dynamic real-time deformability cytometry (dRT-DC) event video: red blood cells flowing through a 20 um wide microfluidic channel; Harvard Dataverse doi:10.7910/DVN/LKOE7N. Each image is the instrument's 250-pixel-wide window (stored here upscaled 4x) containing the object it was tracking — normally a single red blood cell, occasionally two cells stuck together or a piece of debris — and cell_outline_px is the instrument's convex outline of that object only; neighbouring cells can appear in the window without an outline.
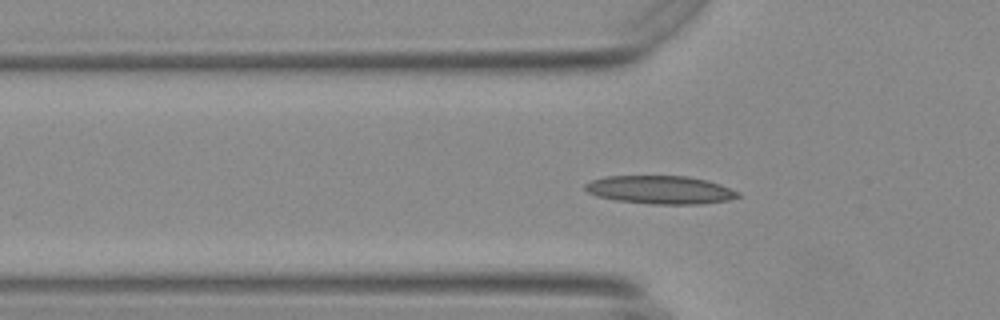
{"species": "Egyptian fruit bat (a non-hibernating species)", "species_latin": "Rousettus aegyptiacus", "temperature_condition": "warm", "stored_images_in_passage": 42, "camera_frame_rate_fps": 3000, "um_per_image_px": 0.085, "animal": {"sex": "female"}, "frame": {"image": 1, "passage_image": 4, "time_ms": 1.0, "image_size_px": [1000, 320], "cell_outline_px": [[740, 196], [728, 200], [700, 204], [652, 204], [616, 200], [596, 196], [588, 192], [584, 188], [584, 184], [592, 180], [604, 176], [688, 176], [720, 184], [736, 192]], "centroid_in_image_um": [56.06, 16.13], "position_along_channel_um": 69.7, "area_um2": 24.91}}
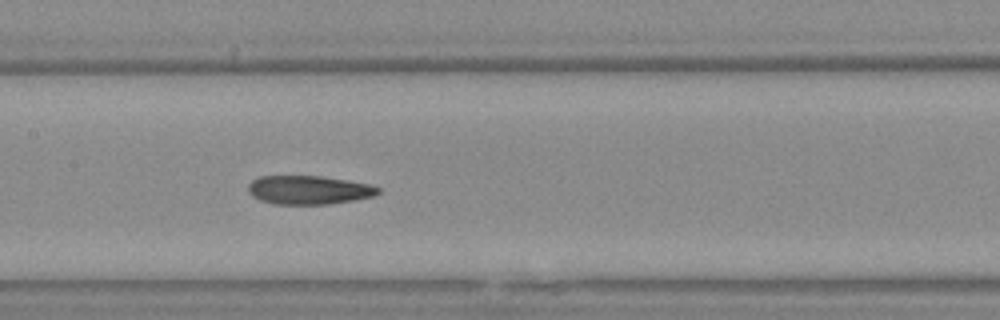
{"frame": {"image": 2, "passage_image": 13, "time_ms": 4.0, "image_size_px": [1000, 320], "cell_outline_px": [[380, 192], [372, 196], [352, 200], [328, 204], [272, 204], [260, 200], [252, 196], [248, 188], [248, 184], [252, 180], [260, 176], [320, 176], [368, 184], [380, 188]], "centroid_in_image_um": [26.2, 16.15], "position_along_channel_um": 181.2, "area_um2": 21.5}}
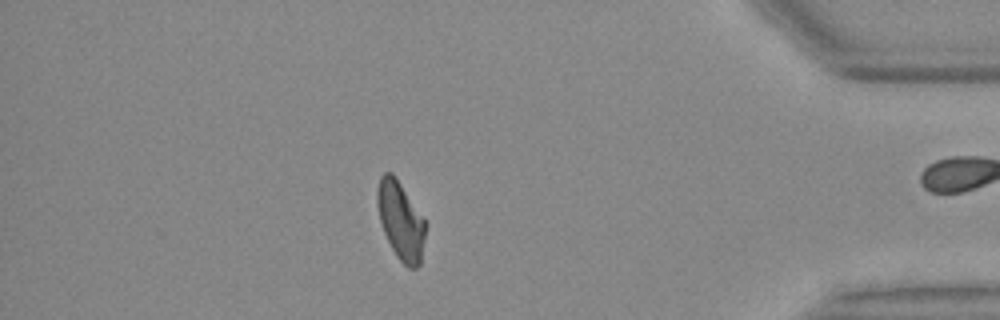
{"frame": {"image": 3, "passage_image": 34, "time_ms": 11.0, "image_size_px": [1000, 320], "cell_outline_px": [[424, 240], [420, 264], [416, 268], [408, 268], [396, 256], [384, 232], [380, 220], [376, 204], [376, 192], [380, 176], [384, 172], [392, 172], [424, 220]], "centroid_in_image_um": [34.02, 18.75], "position_along_channel_um": 401.2, "area_um2": 21.39}, "authors_computed_cell_mechanics": {"area_um2": 22.1085, "velocity_mm_per_s": 3.7103, "shape_relaxation_time_tau1_ms": null, "shape_relaxation_time_tau2_ms": 2.1587, "deformation_change_tau1": null, "deformation_change_tau2": 0.0887}}